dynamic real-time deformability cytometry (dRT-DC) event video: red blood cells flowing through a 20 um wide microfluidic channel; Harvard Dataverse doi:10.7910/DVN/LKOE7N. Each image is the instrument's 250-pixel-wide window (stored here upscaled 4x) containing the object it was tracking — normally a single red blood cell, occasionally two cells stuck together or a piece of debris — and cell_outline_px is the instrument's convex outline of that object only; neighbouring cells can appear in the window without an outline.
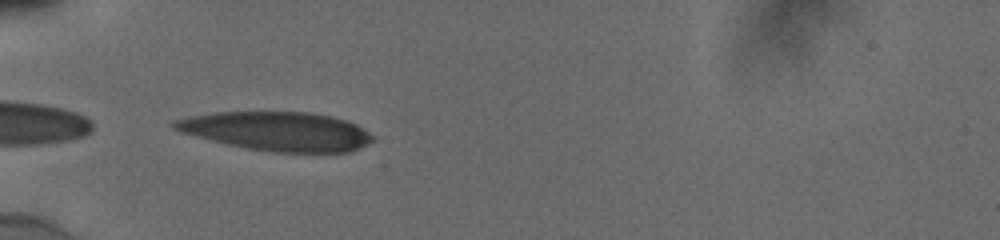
{"species": "human", "species_latin": "Homo sapiens", "temperature_condition": "cold", "stored_images_in_passage": 20, "camera_frame_rate_fps": 3000, "um_per_image_px": 0.085, "donor": {"sex": "male"}, "frame": {"image": 1, "passage_image": 1, "time_ms": 0.0, "image_size_px": [1000, 240], "cell_outline_px": [[376, 136], [368, 144], [352, 152], [272, 152], [248, 148], [228, 144], [196, 136], [172, 128], [172, 120], [188, 116], [216, 112], [308, 112], [332, 116], [356, 124]], "centroid_in_image_um": [23.59, 11.15], "position_along_channel_um": 61.4, "area_um2": 44.91}}
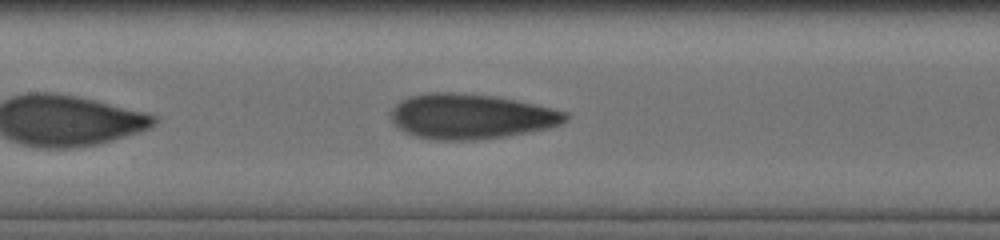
{"frame": {"image": 2, "passage_image": 10, "time_ms": 3.0, "image_size_px": [1000, 240], "cell_outline_px": [[568, 120], [560, 124], [548, 128], [504, 136], [472, 140], [432, 140], [416, 136], [404, 132], [392, 120], [392, 108], [400, 100], [408, 96], [428, 92], [452, 92], [500, 96], [552, 108], [568, 112]], "centroid_in_image_um": [40.03, 9.88], "position_along_channel_um": 167.4, "area_um2": 45.95}}
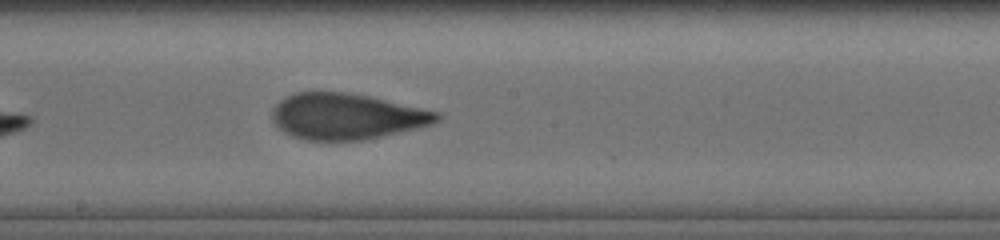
{"frame": {"image": 3, "passage_image": 14, "time_ms": 4.333, "image_size_px": [1000, 240], "cell_outline_px": [[440, 120], [432, 124], [420, 128], [364, 140], [308, 140], [292, 136], [284, 132], [272, 120], [272, 112], [276, 104], [280, 100], [296, 92], [344, 92], [368, 96], [440, 112]], "centroid_in_image_um": [29.48, 9.9], "position_along_channel_um": 218.7, "area_um2": 43.99}}